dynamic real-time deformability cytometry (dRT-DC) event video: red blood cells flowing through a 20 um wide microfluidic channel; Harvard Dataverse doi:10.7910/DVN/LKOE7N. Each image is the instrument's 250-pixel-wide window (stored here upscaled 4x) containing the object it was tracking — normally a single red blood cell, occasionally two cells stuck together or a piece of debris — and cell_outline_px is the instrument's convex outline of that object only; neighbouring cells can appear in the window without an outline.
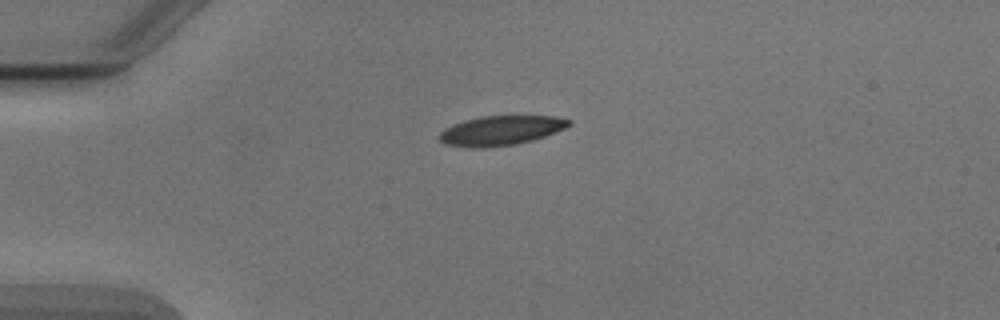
{"species": "Egyptian fruit bat (a non-hibernating species)", "species_latin": "Rousettus aegyptiacus", "temperature_condition": "cold", "stored_images_in_passage": 2, "camera_frame_rate_fps": 3000, "um_per_image_px": 0.085, "animal": {"sex": "male"}, "frame": {"image": 1, "passage_image": 1, "time_ms": 0.0, "image_size_px": [1000, 320], "cell_outline_px": [[572, 124], [564, 128], [544, 136], [532, 140], [516, 144], [480, 148], [476, 148], [444, 144], [440, 140], [440, 132], [444, 128], [452, 124], [464, 120], [480, 116], [556, 116], [572, 120]], "centroid_in_image_um": [42.56, 11.08], "position_along_channel_um": 42.4, "area_um2": 22.25}}